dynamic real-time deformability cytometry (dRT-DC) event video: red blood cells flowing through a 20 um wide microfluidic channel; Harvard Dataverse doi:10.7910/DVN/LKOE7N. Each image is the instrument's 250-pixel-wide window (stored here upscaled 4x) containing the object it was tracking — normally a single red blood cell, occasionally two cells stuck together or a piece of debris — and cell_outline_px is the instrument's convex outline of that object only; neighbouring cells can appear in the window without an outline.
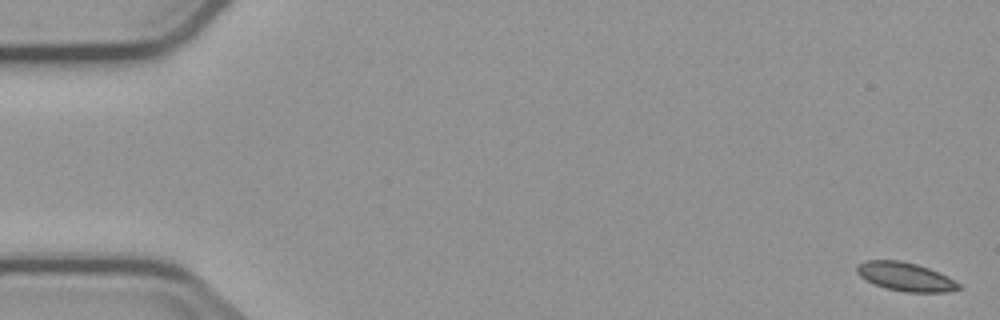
{"species": "common noctule bat (a hibernating species)", "species_latin": "Nyctalus noctula", "temperature_condition": "cold", "stored_images_in_passage": 10, "camera_frame_rate_fps": 3000, "um_per_image_px": 0.085, "animal": {"sex": "male", "body_mass_g": 23.1, "forearm_length_mm": 52.7}, "frame": {"image": 1, "passage_image": 1, "time_ms": 0.0, "image_size_px": [1000, 320], "cell_outline_px": [[960, 288], [948, 292], [904, 292], [884, 288], [860, 276], [856, 272], [856, 268], [860, 264], [868, 260], [900, 260], [916, 264], [940, 272], [948, 276], [960, 284]], "centroid_in_image_um": [76.99, 23.52], "position_along_channel_um": 8.0, "area_um2": 16.88}}
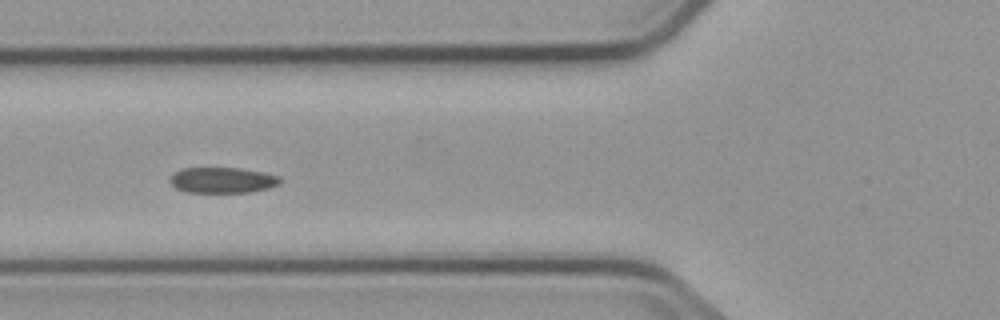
{"frame": {"image": 2, "passage_image": 6, "time_ms": 6.667, "image_size_px": [1000, 320], "cell_outline_px": [[284, 180], [280, 184], [268, 188], [248, 192], [184, 192], [176, 188], [168, 180], [172, 172], [180, 168], [240, 168], [264, 172], [280, 176]], "centroid_in_image_um": [18.9, 15.3], "position_along_channel_um": 106.9, "area_um2": 16.76}}
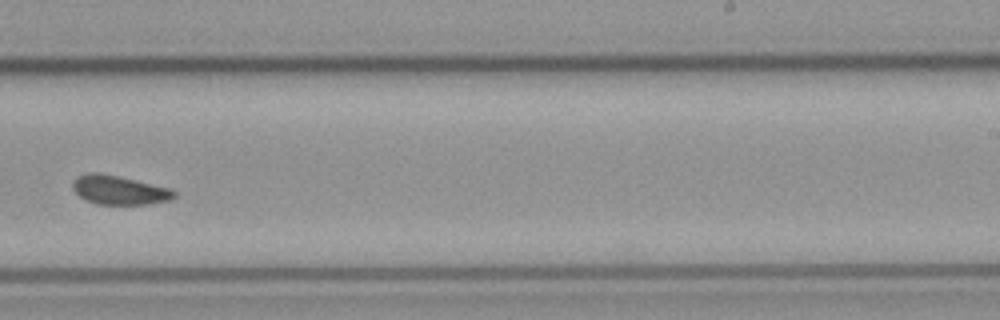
{"frame": {"image": 3, "passage_image": 10, "time_ms": 11.333, "image_size_px": [1000, 320], "cell_outline_px": [[176, 196], [168, 200], [152, 204], [96, 204], [84, 200], [72, 188], [72, 184], [76, 176], [88, 172], [100, 172], [172, 188], [176, 192]], "centroid_in_image_um": [10.12, 16.15], "position_along_channel_um": 278.9, "area_um2": 17.34}}